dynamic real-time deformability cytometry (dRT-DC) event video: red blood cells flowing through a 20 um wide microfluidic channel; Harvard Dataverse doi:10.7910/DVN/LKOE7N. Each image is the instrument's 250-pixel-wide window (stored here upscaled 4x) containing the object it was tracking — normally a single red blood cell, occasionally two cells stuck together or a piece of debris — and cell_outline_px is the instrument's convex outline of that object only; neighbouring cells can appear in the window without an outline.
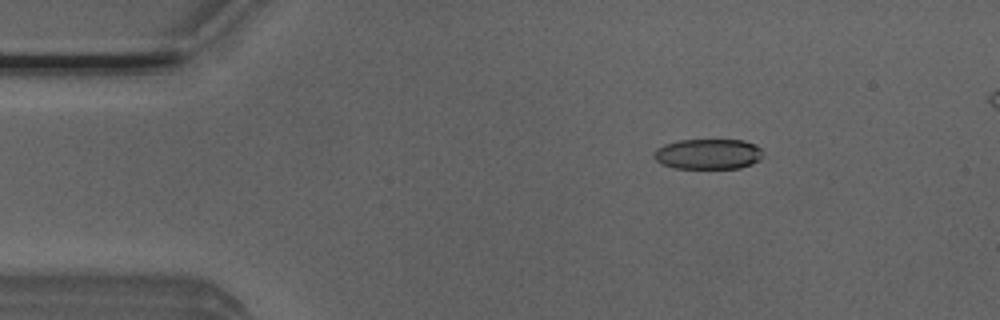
{"species": "Egyptian fruit bat (a non-hibernating species)", "species_latin": "Rousettus aegyptiacus", "temperature_condition": "room temperature", "stored_images_in_passage": 5, "camera_frame_rate_fps": 3000, "um_per_image_px": 0.085, "animal": {"sex": "male"}, "frame": {"image": 1, "passage_image": 3, "time_ms": 0.667, "image_size_px": [1000, 320], "cell_outline_px": [[764, 152], [760, 160], [752, 164], [740, 168], [676, 168], [660, 164], [652, 156], [652, 152], [656, 148], [664, 144], [680, 140], [744, 140], [756, 144]], "centroid_in_image_um": [60.18, 13.09], "position_along_channel_um": 24.8, "area_um2": 19.59}}
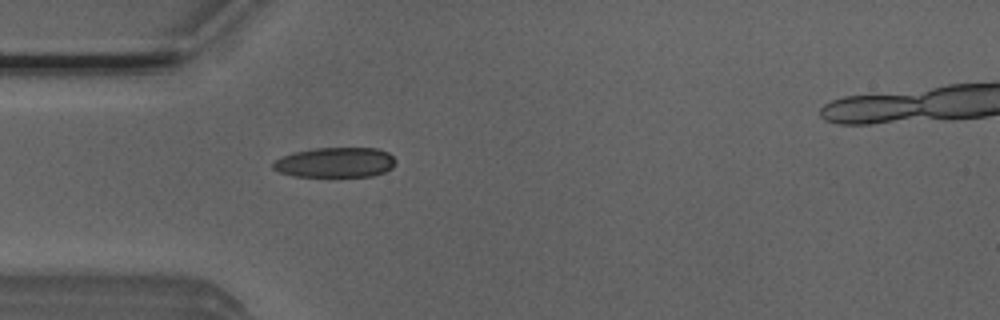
{"frame": {"image": 2, "passage_image": 5, "time_ms": 1.333, "image_size_px": [1000, 320], "cell_outline_px": [[396, 160], [392, 168], [384, 172], [372, 176], [296, 176], [280, 172], [272, 168], [272, 164], [276, 160], [284, 156], [296, 152], [316, 148], [376, 148], [388, 152]], "centroid_in_image_um": [28.53, 13.8], "position_along_channel_um": 56.5, "area_um2": 21.21}}